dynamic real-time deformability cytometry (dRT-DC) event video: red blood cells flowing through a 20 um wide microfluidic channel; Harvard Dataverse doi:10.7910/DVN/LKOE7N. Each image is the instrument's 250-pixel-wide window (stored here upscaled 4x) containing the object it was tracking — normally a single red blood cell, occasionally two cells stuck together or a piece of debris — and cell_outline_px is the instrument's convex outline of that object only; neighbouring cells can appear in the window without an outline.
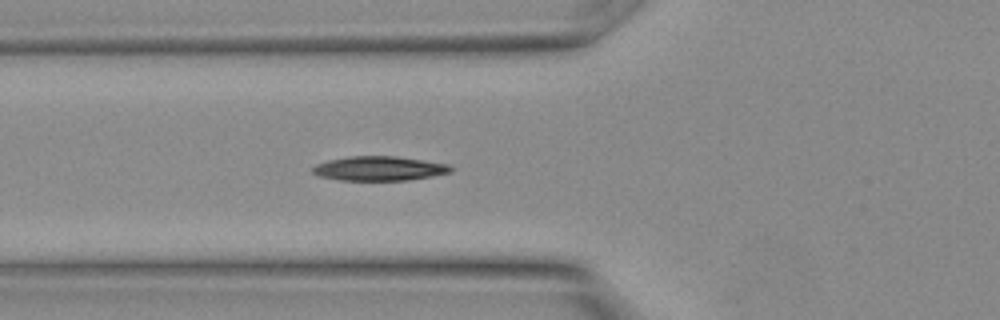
{"species": "Egyptian fruit bat (a non-hibernating species)", "species_latin": "Rousettus aegyptiacus", "temperature_condition": "warm", "stored_images_in_passage": 6, "camera_frame_rate_fps": 3000, "um_per_image_px": 0.085, "animal": {"sex": "female"}, "frame": {"image": 1, "passage_image": 4, "time_ms": 1.0, "image_size_px": [1000, 320], "cell_outline_px": [[452, 172], [432, 176], [408, 180], [340, 180], [320, 176], [312, 172], [312, 168], [316, 164], [328, 160], [348, 156], [396, 156], [424, 160], [448, 164], [452, 168]], "centroid_in_image_um": [32.24, 14.31], "position_along_channel_um": 93.6, "area_um2": 19.59}}
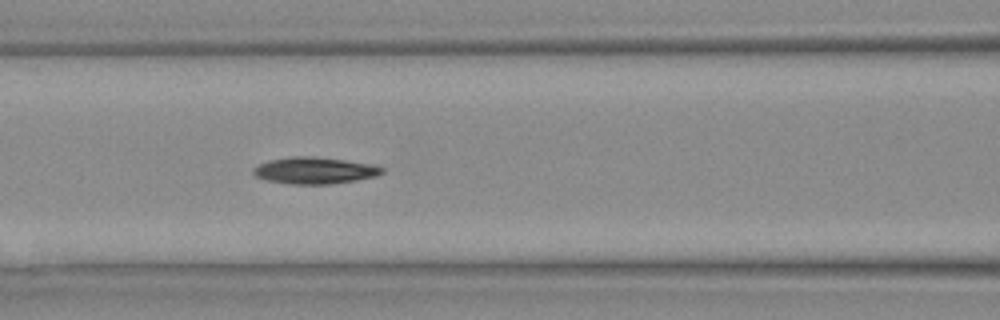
{"frame": {"image": 2, "passage_image": 6, "time_ms": 1.667, "image_size_px": [1000, 320], "cell_outline_px": [[384, 172], [376, 176], [356, 180], [328, 184], [292, 184], [268, 180], [256, 176], [252, 172], [252, 168], [268, 160], [292, 156], [308, 156], [344, 160], [372, 164], [384, 168]], "centroid_in_image_um": [26.74, 14.49], "position_along_channel_um": 139.9, "area_um2": 19.83}}